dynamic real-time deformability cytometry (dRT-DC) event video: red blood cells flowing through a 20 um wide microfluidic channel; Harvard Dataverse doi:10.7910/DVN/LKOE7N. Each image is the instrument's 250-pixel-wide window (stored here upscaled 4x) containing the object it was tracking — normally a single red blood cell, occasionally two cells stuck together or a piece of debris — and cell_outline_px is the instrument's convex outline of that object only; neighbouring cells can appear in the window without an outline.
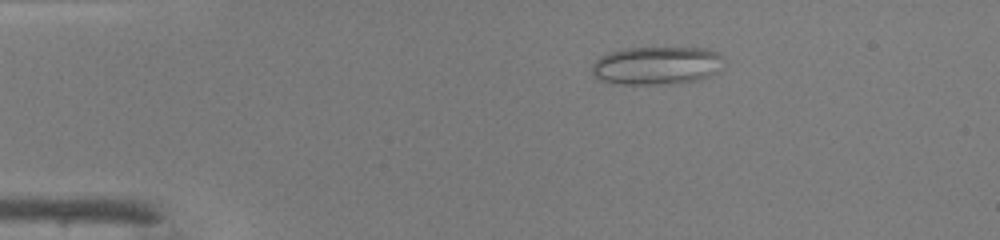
{"species": "common noctule bat (a hibernating species)", "species_latin": "Nyctalus noctula", "temperature_condition": "warm", "stored_images_in_passage": 40, "camera_frame_rate_fps": 3000, "um_per_image_px": 0.085, "animal": {"sex": "male", "body_mass_g": 19.0, "forearm_length_mm": 50.8}, "frame": {"image": 1, "passage_image": 2, "time_ms": 0.333, "image_size_px": [1000, 240], "cell_outline_px": [[720, 56], [716, 72], [700, 80], [672, 84], [620, 84], [600, 80], [592, 72], [592, 64], [600, 56], [608, 52], [624, 48], [704, 48], [716, 52]], "centroid_in_image_um": [55.74, 5.57], "position_along_channel_um": 29.3, "area_um2": 29.02}}
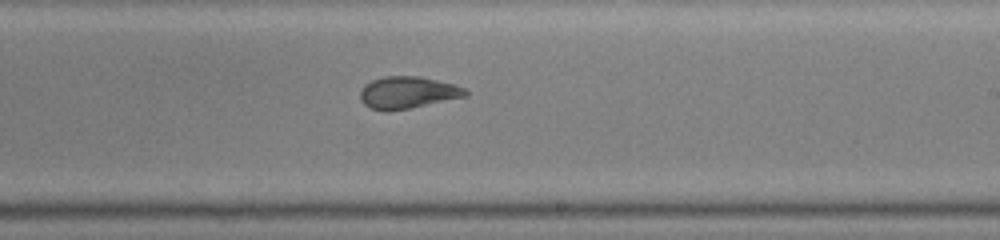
{"frame": {"image": 2, "passage_image": 22, "time_ms": 7.0, "image_size_px": [1000, 240], "cell_outline_px": [[468, 96], [388, 112], [384, 112], [372, 108], [364, 104], [360, 100], [360, 92], [364, 84], [372, 80], [384, 76], [420, 76], [452, 84], [464, 88], [468, 92]], "centroid_in_image_um": [34.61, 7.87], "position_along_channel_um": 254.4, "area_um2": 19.59}}
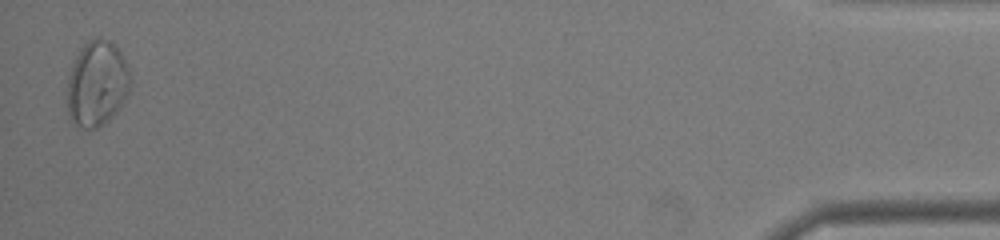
{"frame": {"image": 3, "passage_image": 40, "time_ms": 13.0, "image_size_px": [1000, 240], "cell_outline_px": [[128, 92], [116, 112], [108, 120], [96, 128], [84, 128], [76, 124], [68, 116], [68, 76], [72, 64], [80, 48], [88, 40], [96, 36], [108, 40], [120, 52], [128, 68]], "centroid_in_image_um": [8.21, 7.09], "position_along_channel_um": 427.0, "area_um2": 30.87}, "authors_computed_cell_mechanics": {"area_um2": 21.8195, "velocity_mm_per_s": 4.2891, "shape_relaxation_time_tau1_ms": null, "shape_relaxation_time_tau2_ms": 0.9102, "deformation_change_tau1": null, "deformation_change_tau2": 0.0704}}